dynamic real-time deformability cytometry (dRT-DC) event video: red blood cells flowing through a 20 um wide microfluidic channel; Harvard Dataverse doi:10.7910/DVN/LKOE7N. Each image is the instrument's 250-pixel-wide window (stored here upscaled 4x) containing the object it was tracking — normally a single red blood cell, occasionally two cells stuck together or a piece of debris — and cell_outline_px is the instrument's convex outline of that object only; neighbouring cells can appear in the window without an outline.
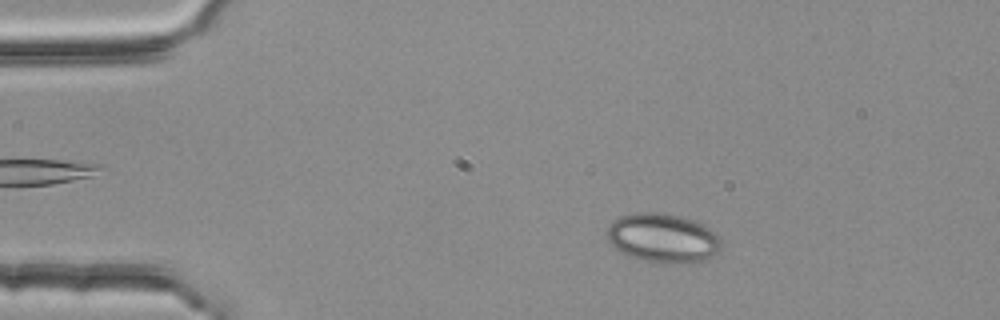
{"species": "common noctule bat (a hibernating species)", "species_latin": "Nyctalus noctula", "temperature_condition": "room temperature", "stored_images_in_passage": 3, "camera_frame_rate_fps": 3000, "um_per_image_px": 0.085, "animal": {"sex": "female", "body_mass_g": 25.1}, "frame": {"image": 1, "passage_image": 2, "time_ms": 0.333, "image_size_px": [1000, 320], "cell_outline_px": [[720, 248], [716, 252], [704, 260], [688, 264], [664, 264], [640, 260], [628, 256], [620, 252], [608, 240], [608, 228], [612, 220], [620, 216], [636, 212], [664, 212], [680, 216], [692, 220], [716, 232], [720, 240]], "centroid_in_image_um": [56.32, 20.25], "position_along_channel_um": 28.7, "area_um2": 32.95}}